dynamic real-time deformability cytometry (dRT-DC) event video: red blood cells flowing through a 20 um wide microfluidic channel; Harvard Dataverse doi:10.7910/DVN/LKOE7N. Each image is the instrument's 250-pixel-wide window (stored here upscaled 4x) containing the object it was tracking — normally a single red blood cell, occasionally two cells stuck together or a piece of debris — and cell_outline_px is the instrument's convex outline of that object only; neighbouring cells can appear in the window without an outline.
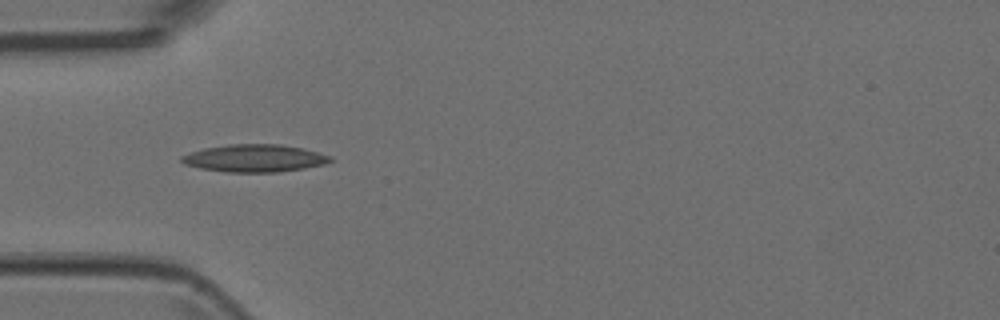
{"species": "Egyptian fruit bat (a non-hibernating species)", "species_latin": "Rousettus aegyptiacus", "temperature_condition": "room temperature", "stored_images_in_passage": 7, "camera_frame_rate_fps": 3000, "um_per_image_px": 0.085, "animal": {"sex": "female"}, "frame": {"image": 1, "passage_image": 4, "time_ms": 1.0, "image_size_px": [1000, 320], "cell_outline_px": [[332, 160], [324, 164], [304, 168], [276, 172], [224, 172], [200, 168], [184, 164], [180, 160], [180, 156], [204, 148], [228, 144], [280, 144], [300, 148], [332, 156]], "centroid_in_image_um": [21.6, 13.45], "position_along_channel_um": 63.4, "area_um2": 23.7}}
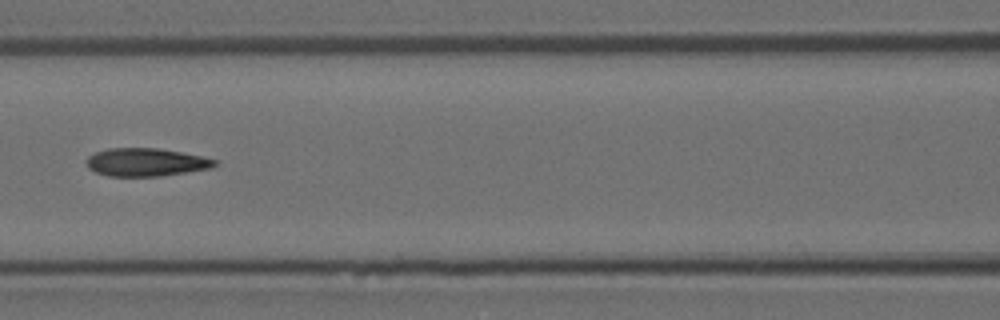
{"frame": {"image": 2, "passage_image": 6, "time_ms": 1.667, "image_size_px": [1000, 320], "cell_outline_px": [[216, 164], [212, 168], [160, 176], [108, 176], [96, 172], [88, 168], [84, 160], [88, 156], [96, 152], [108, 148], [156, 148], [204, 156], [216, 160]], "centroid_in_image_um": [12.38, 13.79], "position_along_channel_um": 154.2, "area_um2": 20.98}}
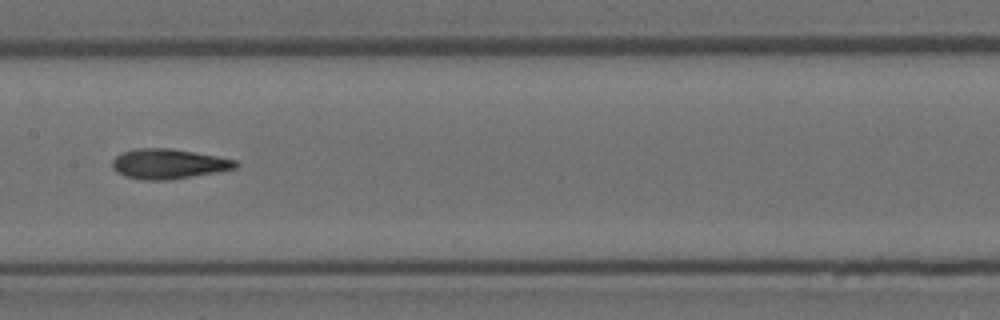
{"frame": {"image": 3, "passage_image": 7, "time_ms": 2.0, "image_size_px": [1000, 320], "cell_outline_px": [[240, 164], [236, 168], [216, 172], [192, 176], [164, 180], [144, 180], [124, 176], [116, 172], [112, 168], [112, 160], [120, 152], [136, 148], [172, 148], [216, 156], [236, 160]], "centroid_in_image_um": [14.28, 13.92], "position_along_channel_um": 193.1, "area_um2": 21.56}}